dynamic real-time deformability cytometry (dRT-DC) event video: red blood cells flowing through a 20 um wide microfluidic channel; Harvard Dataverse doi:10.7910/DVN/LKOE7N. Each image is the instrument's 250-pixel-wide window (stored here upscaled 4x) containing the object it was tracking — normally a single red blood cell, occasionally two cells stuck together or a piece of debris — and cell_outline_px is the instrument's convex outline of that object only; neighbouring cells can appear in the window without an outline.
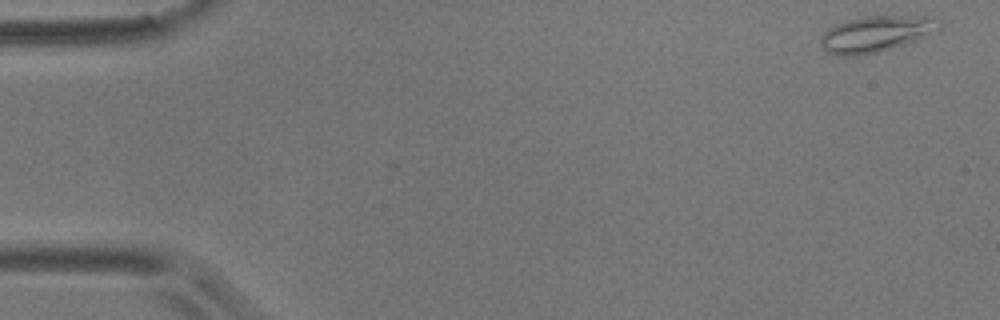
{"species": "common noctule bat (a hibernating species)", "species_latin": "Nyctalus noctula", "temperature_condition": "room temperature", "stored_images_in_passage": 13, "camera_frame_rate_fps": 3000, "um_per_image_px": 0.085, "animal": {"sex": "male", "body_mass_g": 17.9}, "frame": {"image": 1, "passage_image": 1, "time_ms": 0.0, "image_size_px": [1000, 320], "cell_outline_px": [[944, 24], [940, 28], [928, 36], [892, 48], [860, 56], [836, 56], [828, 52], [820, 44], [820, 36], [828, 28], [844, 20], [864, 16], [932, 16], [940, 20]], "centroid_in_image_um": [74.47, 2.87], "position_along_channel_um": 10.5, "area_um2": 25.32}}
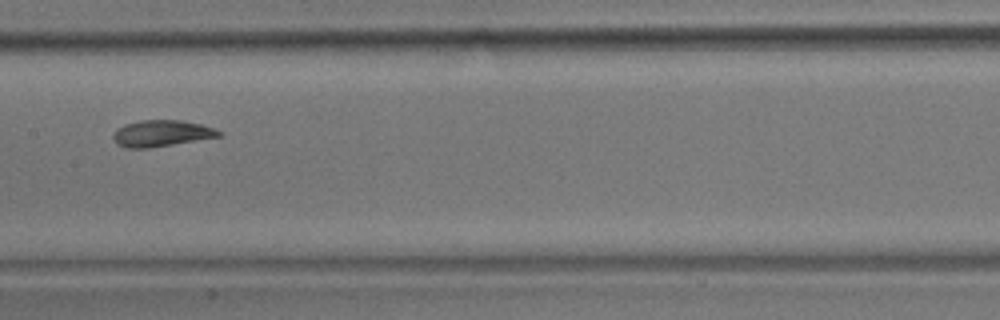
{"frame": {"image": 2, "passage_image": 7, "time_ms": 2.0, "image_size_px": [1000, 320], "cell_outline_px": [[224, 132], [220, 136], [148, 148], [124, 148], [116, 144], [112, 136], [124, 124], [140, 120], [180, 120], [200, 124]], "centroid_in_image_um": [13.7, 11.33], "position_along_channel_um": 193.7, "area_um2": 16.01}}
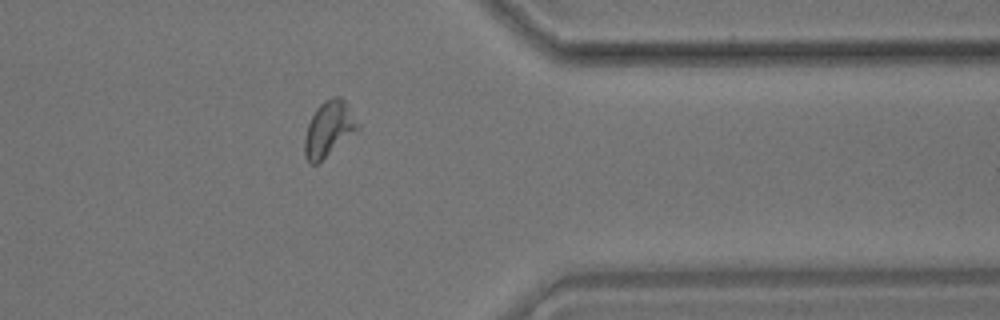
{"frame": {"image": 3, "passage_image": 12, "time_ms": 3.667, "image_size_px": [1000, 320], "cell_outline_px": [[360, 132], [316, 164], [312, 164], [304, 156], [304, 136], [308, 124], [316, 108], [324, 100], [332, 96], [340, 96], [348, 104], [360, 124]], "centroid_in_image_um": [28.0, 10.95], "position_along_channel_um": 383.4, "area_um2": 17.69}}